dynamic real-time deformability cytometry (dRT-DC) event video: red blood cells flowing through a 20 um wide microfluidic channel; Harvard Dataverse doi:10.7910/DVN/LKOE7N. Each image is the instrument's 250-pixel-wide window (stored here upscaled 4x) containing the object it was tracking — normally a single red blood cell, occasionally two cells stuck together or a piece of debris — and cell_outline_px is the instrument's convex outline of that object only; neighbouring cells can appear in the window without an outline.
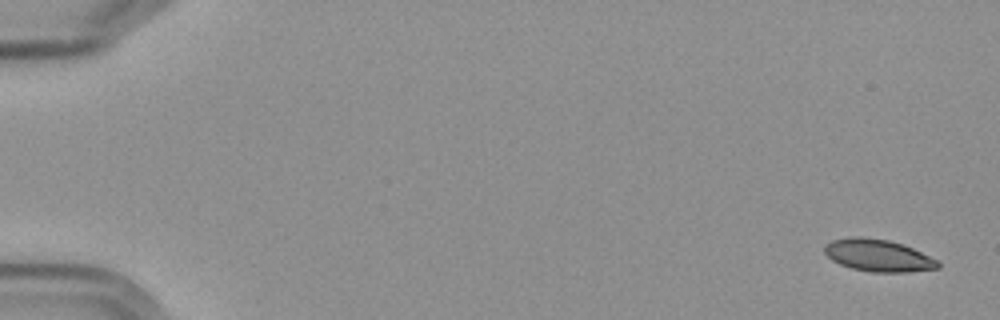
{"species": "Egyptian fruit bat (a non-hibernating species)", "species_latin": "Rousettus aegyptiacus", "temperature_condition": "cold", "stored_images_in_passage": 7, "camera_frame_rate_fps": 3000, "um_per_image_px": 0.085, "frame": {"image": 1, "passage_image": 1, "time_ms": 0.0, "image_size_px": [1000, 320], "cell_outline_px": [[940, 268], [908, 272], [872, 272], [852, 268], [840, 264], [832, 260], [824, 252], [824, 248], [832, 240], [852, 236], [856, 236], [888, 240], [912, 248], [936, 260], [940, 264]], "centroid_in_image_um": [74.63, 21.72], "position_along_channel_um": 10.4, "area_um2": 20.92}}
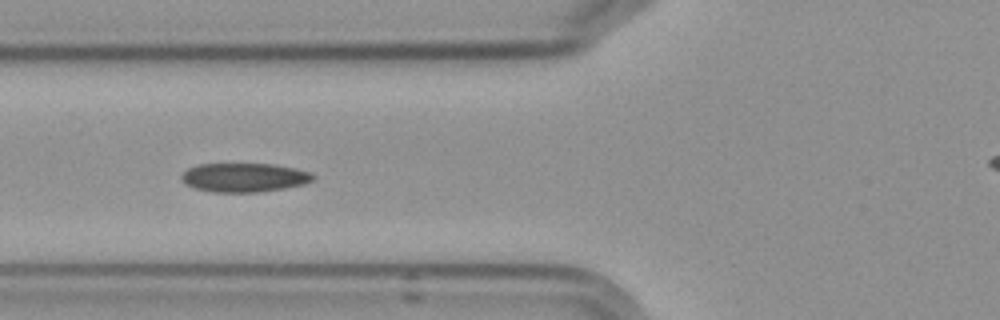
{"frame": {"image": 2, "passage_image": 7, "time_ms": 7.0, "image_size_px": [1000, 320], "cell_outline_px": [[316, 176], [312, 180], [304, 184], [284, 188], [260, 192], [212, 192], [196, 188], [184, 184], [180, 180], [180, 176], [188, 168], [196, 164], [272, 164], [296, 168], [312, 172]], "centroid_in_image_um": [20.75, 15.08], "position_along_channel_um": 105.1, "area_um2": 22.37}}